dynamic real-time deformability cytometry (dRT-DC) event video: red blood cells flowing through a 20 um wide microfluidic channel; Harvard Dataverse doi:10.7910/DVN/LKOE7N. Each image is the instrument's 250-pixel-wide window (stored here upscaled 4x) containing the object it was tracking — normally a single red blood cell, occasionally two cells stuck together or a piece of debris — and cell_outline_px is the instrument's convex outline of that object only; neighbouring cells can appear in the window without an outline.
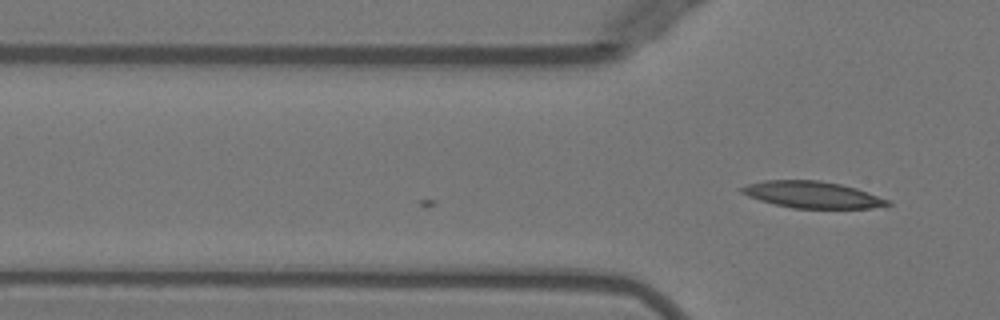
{"species": "Egyptian fruit bat (a non-hibernating species)", "species_latin": "Rousettus aegyptiacus", "temperature_condition": "warm", "stored_images_in_passage": 3, "camera_frame_rate_fps": 3000, "um_per_image_px": 0.085, "animal": {"sex": "female"}, "frame": {"image": 1, "passage_image": 3, "time_ms": 0.667, "image_size_px": [1000, 320], "cell_outline_px": [[892, 204], [872, 208], [792, 208], [760, 200], [748, 196], [740, 192], [740, 188], [748, 184], [764, 180], [820, 180], [840, 184], [856, 188], [888, 200]], "centroid_in_image_um": [69.02, 16.54], "position_along_channel_um": 56.8, "area_um2": 22.43}}